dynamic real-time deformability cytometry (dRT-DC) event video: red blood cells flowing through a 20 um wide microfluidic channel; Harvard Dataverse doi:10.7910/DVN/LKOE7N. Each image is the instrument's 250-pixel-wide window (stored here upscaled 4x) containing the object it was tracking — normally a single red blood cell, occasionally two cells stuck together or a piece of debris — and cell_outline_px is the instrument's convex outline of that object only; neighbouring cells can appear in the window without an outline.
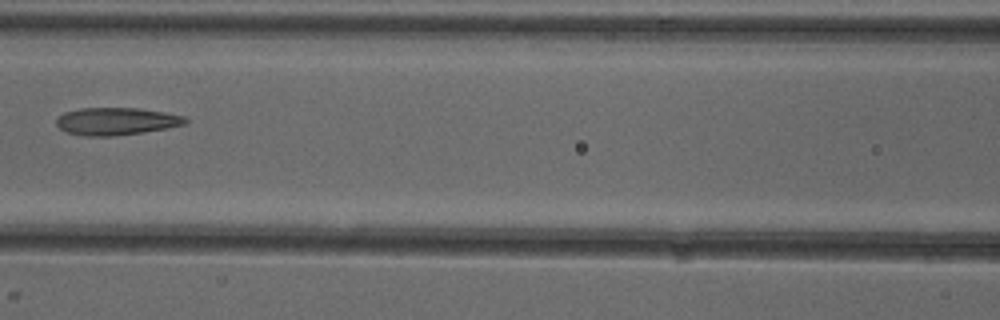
{"species": "common noctule bat (a hibernating species)", "species_latin": "Nyctalus noctula", "temperature_condition": "cold", "stored_images_in_passage": 4, "camera_frame_rate_fps": 3000, "um_per_image_px": 0.085, "animal": {"sex": "female"}, "frame": {"image": 1, "passage_image": 4, "time_ms": 3.333, "image_size_px": [1000, 320], "cell_outline_px": [[188, 124], [168, 128], [112, 136], [84, 136], [68, 132], [60, 128], [56, 124], [56, 116], [64, 112], [80, 108], [136, 108], [164, 112], [184, 116], [188, 120]], "centroid_in_image_um": [9.88, 10.3], "position_along_channel_um": 156.7, "area_um2": 20.63}}